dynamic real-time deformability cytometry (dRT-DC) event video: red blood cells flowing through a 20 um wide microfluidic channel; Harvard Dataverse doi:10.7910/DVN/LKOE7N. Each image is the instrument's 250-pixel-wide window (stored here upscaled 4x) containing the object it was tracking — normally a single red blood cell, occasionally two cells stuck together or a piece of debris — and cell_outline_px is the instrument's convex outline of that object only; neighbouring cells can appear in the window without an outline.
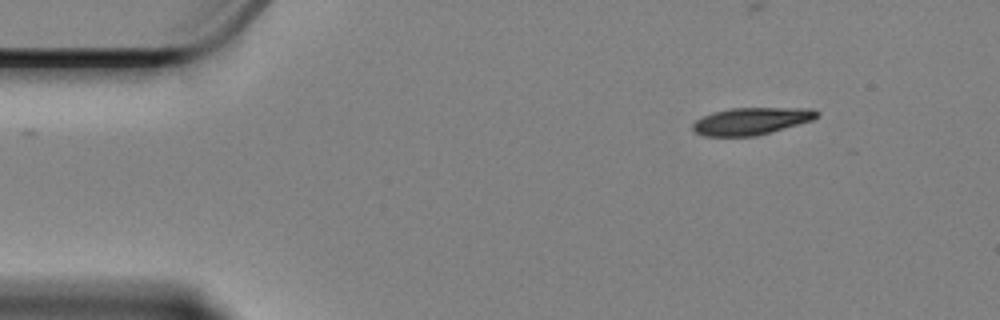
{"species": "Egyptian fruit bat (a non-hibernating species)", "species_latin": "Rousettus aegyptiacus", "temperature_condition": "cold", "stored_images_in_passage": 53, "camera_frame_rate_fps": 3000, "um_per_image_px": 0.085, "animal": {"sex": "female"}, "frame": {"image": 1, "passage_image": 1, "time_ms": 0.0, "image_size_px": [1000, 320], "cell_outline_px": [[820, 116], [812, 120], [756, 136], [704, 136], [696, 132], [692, 128], [692, 124], [696, 120], [712, 112], [732, 108], [812, 108], [820, 112]], "centroid_in_image_um": [63.88, 10.28], "position_along_channel_um": 21.1, "area_um2": 19.59}}
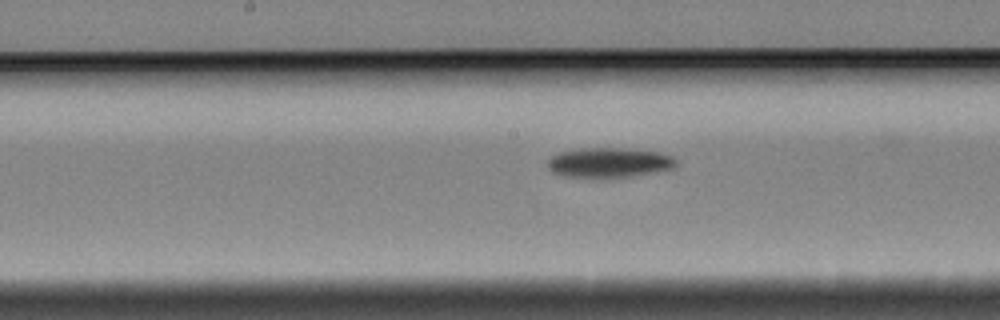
{"frame": {"image": 2, "passage_image": 23, "time_ms": 7.333, "image_size_px": [1000, 320], "cell_outline_px": [[676, 164], [672, 168], [632, 176], [604, 180], [564, 176], [552, 172], [548, 168], [548, 160], [552, 156], [560, 152], [580, 148], [628, 148], [660, 152], [672, 156], [676, 160]], "centroid_in_image_um": [51.74, 13.84], "position_along_channel_um": 196.5, "area_um2": 22.89}}
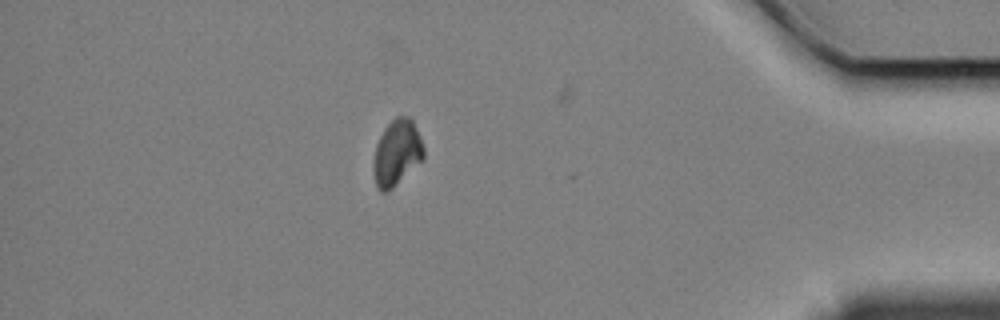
{"frame": {"image": 3, "passage_image": 45, "time_ms": 14.667, "image_size_px": [1000, 320], "cell_outline_px": [[424, 156], [392, 188], [384, 192], [380, 192], [376, 184], [372, 168], [372, 164], [376, 144], [384, 128], [396, 116], [408, 116], [412, 120], [420, 136], [424, 148]], "centroid_in_image_um": [33.69, 12.96], "position_along_channel_um": 401.5, "area_um2": 18.96}, "authors_computed_cell_mechanics": {"area_um2": 20.5768, "velocity_mm_per_s": 3.3755, "shape_relaxation_time_tau1_ms": 7.456, "shape_relaxation_time_tau2_ms": null, "deformation_change_tau1": 0.163, "deformation_change_tau2": null}}